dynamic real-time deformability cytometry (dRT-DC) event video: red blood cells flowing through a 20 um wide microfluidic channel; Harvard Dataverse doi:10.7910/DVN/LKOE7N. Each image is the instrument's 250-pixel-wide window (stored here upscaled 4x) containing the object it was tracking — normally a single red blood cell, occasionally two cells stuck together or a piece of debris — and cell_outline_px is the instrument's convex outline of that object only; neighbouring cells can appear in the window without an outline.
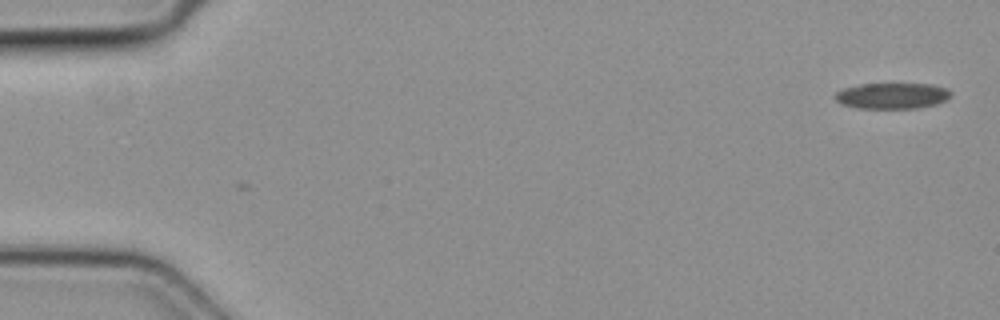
{"species": "common noctule bat (a hibernating species)", "species_latin": "Nyctalus noctula", "temperature_condition": "cold", "stored_images_in_passage": 2, "camera_frame_rate_fps": 3000, "um_per_image_px": 0.085, "animal": {"sex": "female", "body_mass_g": 19.3, "forearm_length_mm": 54.1}, "frame": {"image": 1, "passage_image": 2, "time_ms": 0.333, "image_size_px": [1000, 320], "cell_outline_px": [[952, 96], [936, 104], [920, 108], [856, 108], [840, 104], [832, 96], [836, 92], [844, 88], [860, 84], [932, 84], [948, 88], [952, 92]], "centroid_in_image_um": [75.83, 8.14], "position_along_channel_um": 9.2, "area_um2": 17.69}}